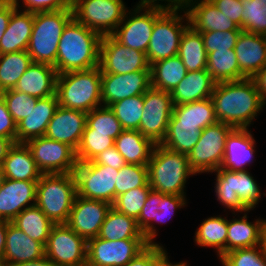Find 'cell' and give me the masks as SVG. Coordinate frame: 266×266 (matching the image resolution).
Listing matches in <instances>:
<instances>
[{
	"instance_id": "59",
	"label": "cell",
	"mask_w": 266,
	"mask_h": 266,
	"mask_svg": "<svg viewBox=\"0 0 266 266\" xmlns=\"http://www.w3.org/2000/svg\"><path fill=\"white\" fill-rule=\"evenodd\" d=\"M257 90L266 103V65L252 77Z\"/></svg>"
},
{
	"instance_id": "26",
	"label": "cell",
	"mask_w": 266,
	"mask_h": 266,
	"mask_svg": "<svg viewBox=\"0 0 266 266\" xmlns=\"http://www.w3.org/2000/svg\"><path fill=\"white\" fill-rule=\"evenodd\" d=\"M59 107L57 95L37 98L35 107L25 119L17 124L16 142L26 143L30 139L45 136L48 124Z\"/></svg>"
},
{
	"instance_id": "8",
	"label": "cell",
	"mask_w": 266,
	"mask_h": 266,
	"mask_svg": "<svg viewBox=\"0 0 266 266\" xmlns=\"http://www.w3.org/2000/svg\"><path fill=\"white\" fill-rule=\"evenodd\" d=\"M178 13L179 11L156 9V21L146 51L149 65L177 55L181 37L189 26L186 11L183 15H178ZM185 20L187 23L184 22Z\"/></svg>"
},
{
	"instance_id": "3",
	"label": "cell",
	"mask_w": 266,
	"mask_h": 266,
	"mask_svg": "<svg viewBox=\"0 0 266 266\" xmlns=\"http://www.w3.org/2000/svg\"><path fill=\"white\" fill-rule=\"evenodd\" d=\"M148 167V182L152 190L166 195L185 196L184 187L192 170L186 154L155 144Z\"/></svg>"
},
{
	"instance_id": "22",
	"label": "cell",
	"mask_w": 266,
	"mask_h": 266,
	"mask_svg": "<svg viewBox=\"0 0 266 266\" xmlns=\"http://www.w3.org/2000/svg\"><path fill=\"white\" fill-rule=\"evenodd\" d=\"M37 183L6 178L0 189V220L11 222L24 209L36 205Z\"/></svg>"
},
{
	"instance_id": "41",
	"label": "cell",
	"mask_w": 266,
	"mask_h": 266,
	"mask_svg": "<svg viewBox=\"0 0 266 266\" xmlns=\"http://www.w3.org/2000/svg\"><path fill=\"white\" fill-rule=\"evenodd\" d=\"M206 70L216 83L241 80V71L234 49L208 53Z\"/></svg>"
},
{
	"instance_id": "34",
	"label": "cell",
	"mask_w": 266,
	"mask_h": 266,
	"mask_svg": "<svg viewBox=\"0 0 266 266\" xmlns=\"http://www.w3.org/2000/svg\"><path fill=\"white\" fill-rule=\"evenodd\" d=\"M97 237L110 241L145 239L142 230L138 227L137 220L118 212L113 207L108 211Z\"/></svg>"
},
{
	"instance_id": "21",
	"label": "cell",
	"mask_w": 266,
	"mask_h": 266,
	"mask_svg": "<svg viewBox=\"0 0 266 266\" xmlns=\"http://www.w3.org/2000/svg\"><path fill=\"white\" fill-rule=\"evenodd\" d=\"M86 124V112L59 106L48 124L45 136L65 143L76 151Z\"/></svg>"
},
{
	"instance_id": "48",
	"label": "cell",
	"mask_w": 266,
	"mask_h": 266,
	"mask_svg": "<svg viewBox=\"0 0 266 266\" xmlns=\"http://www.w3.org/2000/svg\"><path fill=\"white\" fill-rule=\"evenodd\" d=\"M223 266H266V246L235 249L220 258Z\"/></svg>"
},
{
	"instance_id": "29",
	"label": "cell",
	"mask_w": 266,
	"mask_h": 266,
	"mask_svg": "<svg viewBox=\"0 0 266 266\" xmlns=\"http://www.w3.org/2000/svg\"><path fill=\"white\" fill-rule=\"evenodd\" d=\"M216 82L206 69L190 71L170 93L174 106L210 98Z\"/></svg>"
},
{
	"instance_id": "25",
	"label": "cell",
	"mask_w": 266,
	"mask_h": 266,
	"mask_svg": "<svg viewBox=\"0 0 266 266\" xmlns=\"http://www.w3.org/2000/svg\"><path fill=\"white\" fill-rule=\"evenodd\" d=\"M45 256L44 246L27 236L11 222L7 221L5 252L1 262L8 266L35 261Z\"/></svg>"
},
{
	"instance_id": "35",
	"label": "cell",
	"mask_w": 266,
	"mask_h": 266,
	"mask_svg": "<svg viewBox=\"0 0 266 266\" xmlns=\"http://www.w3.org/2000/svg\"><path fill=\"white\" fill-rule=\"evenodd\" d=\"M187 70L178 55L150 65L151 87L172 92L186 76Z\"/></svg>"
},
{
	"instance_id": "57",
	"label": "cell",
	"mask_w": 266,
	"mask_h": 266,
	"mask_svg": "<svg viewBox=\"0 0 266 266\" xmlns=\"http://www.w3.org/2000/svg\"><path fill=\"white\" fill-rule=\"evenodd\" d=\"M158 1V2H157ZM159 1H167V5L159 4ZM189 0H140L137 4L140 8L159 9L162 11H185Z\"/></svg>"
},
{
	"instance_id": "14",
	"label": "cell",
	"mask_w": 266,
	"mask_h": 266,
	"mask_svg": "<svg viewBox=\"0 0 266 266\" xmlns=\"http://www.w3.org/2000/svg\"><path fill=\"white\" fill-rule=\"evenodd\" d=\"M143 101V115L138 131L154 144H161L166 136L174 107L171 94L150 87L144 93Z\"/></svg>"
},
{
	"instance_id": "12",
	"label": "cell",
	"mask_w": 266,
	"mask_h": 266,
	"mask_svg": "<svg viewBox=\"0 0 266 266\" xmlns=\"http://www.w3.org/2000/svg\"><path fill=\"white\" fill-rule=\"evenodd\" d=\"M45 256L56 266H86L87 241L67 224H54L45 245Z\"/></svg>"
},
{
	"instance_id": "60",
	"label": "cell",
	"mask_w": 266,
	"mask_h": 266,
	"mask_svg": "<svg viewBox=\"0 0 266 266\" xmlns=\"http://www.w3.org/2000/svg\"><path fill=\"white\" fill-rule=\"evenodd\" d=\"M13 144L14 142L11 139L0 136V166H2L9 149Z\"/></svg>"
},
{
	"instance_id": "16",
	"label": "cell",
	"mask_w": 266,
	"mask_h": 266,
	"mask_svg": "<svg viewBox=\"0 0 266 266\" xmlns=\"http://www.w3.org/2000/svg\"><path fill=\"white\" fill-rule=\"evenodd\" d=\"M99 67L101 74L150 71L146 53L120 44L111 35L101 38Z\"/></svg>"
},
{
	"instance_id": "10",
	"label": "cell",
	"mask_w": 266,
	"mask_h": 266,
	"mask_svg": "<svg viewBox=\"0 0 266 266\" xmlns=\"http://www.w3.org/2000/svg\"><path fill=\"white\" fill-rule=\"evenodd\" d=\"M232 129L231 125L217 122L201 131L197 144L187 155L196 174L213 173L221 167L226 138Z\"/></svg>"
},
{
	"instance_id": "66",
	"label": "cell",
	"mask_w": 266,
	"mask_h": 266,
	"mask_svg": "<svg viewBox=\"0 0 266 266\" xmlns=\"http://www.w3.org/2000/svg\"><path fill=\"white\" fill-rule=\"evenodd\" d=\"M0 266H8V265L0 261Z\"/></svg>"
},
{
	"instance_id": "46",
	"label": "cell",
	"mask_w": 266,
	"mask_h": 266,
	"mask_svg": "<svg viewBox=\"0 0 266 266\" xmlns=\"http://www.w3.org/2000/svg\"><path fill=\"white\" fill-rule=\"evenodd\" d=\"M138 187H150L148 182V167L126 164L118 172L115 183V200L125 192Z\"/></svg>"
},
{
	"instance_id": "23",
	"label": "cell",
	"mask_w": 266,
	"mask_h": 266,
	"mask_svg": "<svg viewBox=\"0 0 266 266\" xmlns=\"http://www.w3.org/2000/svg\"><path fill=\"white\" fill-rule=\"evenodd\" d=\"M234 51L241 79L252 78L266 65V35L241 31Z\"/></svg>"
},
{
	"instance_id": "53",
	"label": "cell",
	"mask_w": 266,
	"mask_h": 266,
	"mask_svg": "<svg viewBox=\"0 0 266 266\" xmlns=\"http://www.w3.org/2000/svg\"><path fill=\"white\" fill-rule=\"evenodd\" d=\"M124 266H162V245L149 244Z\"/></svg>"
},
{
	"instance_id": "49",
	"label": "cell",
	"mask_w": 266,
	"mask_h": 266,
	"mask_svg": "<svg viewBox=\"0 0 266 266\" xmlns=\"http://www.w3.org/2000/svg\"><path fill=\"white\" fill-rule=\"evenodd\" d=\"M151 187H138L118 196L112 205L118 212L138 219Z\"/></svg>"
},
{
	"instance_id": "5",
	"label": "cell",
	"mask_w": 266,
	"mask_h": 266,
	"mask_svg": "<svg viewBox=\"0 0 266 266\" xmlns=\"http://www.w3.org/2000/svg\"><path fill=\"white\" fill-rule=\"evenodd\" d=\"M73 18V9L34 13L27 52L34 63H46L56 69V57L64 27Z\"/></svg>"
},
{
	"instance_id": "20",
	"label": "cell",
	"mask_w": 266,
	"mask_h": 266,
	"mask_svg": "<svg viewBox=\"0 0 266 266\" xmlns=\"http://www.w3.org/2000/svg\"><path fill=\"white\" fill-rule=\"evenodd\" d=\"M101 99L104 106L136 95H144L151 87L150 71L128 74H101Z\"/></svg>"
},
{
	"instance_id": "42",
	"label": "cell",
	"mask_w": 266,
	"mask_h": 266,
	"mask_svg": "<svg viewBox=\"0 0 266 266\" xmlns=\"http://www.w3.org/2000/svg\"><path fill=\"white\" fill-rule=\"evenodd\" d=\"M32 63L26 50L0 54V92L13 89Z\"/></svg>"
},
{
	"instance_id": "52",
	"label": "cell",
	"mask_w": 266,
	"mask_h": 266,
	"mask_svg": "<svg viewBox=\"0 0 266 266\" xmlns=\"http://www.w3.org/2000/svg\"><path fill=\"white\" fill-rule=\"evenodd\" d=\"M16 8L18 9L19 0H12ZM23 11H28L32 13L36 12H47V11H57L61 9H72V0H22Z\"/></svg>"
},
{
	"instance_id": "32",
	"label": "cell",
	"mask_w": 266,
	"mask_h": 266,
	"mask_svg": "<svg viewBox=\"0 0 266 266\" xmlns=\"http://www.w3.org/2000/svg\"><path fill=\"white\" fill-rule=\"evenodd\" d=\"M34 13L16 9L10 18L8 27L0 41V54L27 50L32 27Z\"/></svg>"
},
{
	"instance_id": "36",
	"label": "cell",
	"mask_w": 266,
	"mask_h": 266,
	"mask_svg": "<svg viewBox=\"0 0 266 266\" xmlns=\"http://www.w3.org/2000/svg\"><path fill=\"white\" fill-rule=\"evenodd\" d=\"M177 55L182 60L187 72L206 69L208 54L200 32L190 25L185 29Z\"/></svg>"
},
{
	"instance_id": "4",
	"label": "cell",
	"mask_w": 266,
	"mask_h": 266,
	"mask_svg": "<svg viewBox=\"0 0 266 266\" xmlns=\"http://www.w3.org/2000/svg\"><path fill=\"white\" fill-rule=\"evenodd\" d=\"M101 69L69 71L58 74L56 95L59 106L86 113L102 106Z\"/></svg>"
},
{
	"instance_id": "54",
	"label": "cell",
	"mask_w": 266,
	"mask_h": 266,
	"mask_svg": "<svg viewBox=\"0 0 266 266\" xmlns=\"http://www.w3.org/2000/svg\"><path fill=\"white\" fill-rule=\"evenodd\" d=\"M218 10L242 29L243 6L240 0H211Z\"/></svg>"
},
{
	"instance_id": "2",
	"label": "cell",
	"mask_w": 266,
	"mask_h": 266,
	"mask_svg": "<svg viewBox=\"0 0 266 266\" xmlns=\"http://www.w3.org/2000/svg\"><path fill=\"white\" fill-rule=\"evenodd\" d=\"M101 38L99 33L90 30L73 17L60 37L56 57L57 73L98 67Z\"/></svg>"
},
{
	"instance_id": "33",
	"label": "cell",
	"mask_w": 266,
	"mask_h": 266,
	"mask_svg": "<svg viewBox=\"0 0 266 266\" xmlns=\"http://www.w3.org/2000/svg\"><path fill=\"white\" fill-rule=\"evenodd\" d=\"M155 144L138 130L124 129L114 140V147L127 164L147 166Z\"/></svg>"
},
{
	"instance_id": "51",
	"label": "cell",
	"mask_w": 266,
	"mask_h": 266,
	"mask_svg": "<svg viewBox=\"0 0 266 266\" xmlns=\"http://www.w3.org/2000/svg\"><path fill=\"white\" fill-rule=\"evenodd\" d=\"M242 30L200 32L207 54L217 50L234 49Z\"/></svg>"
},
{
	"instance_id": "40",
	"label": "cell",
	"mask_w": 266,
	"mask_h": 266,
	"mask_svg": "<svg viewBox=\"0 0 266 266\" xmlns=\"http://www.w3.org/2000/svg\"><path fill=\"white\" fill-rule=\"evenodd\" d=\"M169 122L197 123L198 128L203 130L207 126L216 124L218 120L215 117L213 103L207 98L174 106Z\"/></svg>"
},
{
	"instance_id": "19",
	"label": "cell",
	"mask_w": 266,
	"mask_h": 266,
	"mask_svg": "<svg viewBox=\"0 0 266 266\" xmlns=\"http://www.w3.org/2000/svg\"><path fill=\"white\" fill-rule=\"evenodd\" d=\"M112 205L101 200H91L76 195L66 224L86 241L99 235Z\"/></svg>"
},
{
	"instance_id": "56",
	"label": "cell",
	"mask_w": 266,
	"mask_h": 266,
	"mask_svg": "<svg viewBox=\"0 0 266 266\" xmlns=\"http://www.w3.org/2000/svg\"><path fill=\"white\" fill-rule=\"evenodd\" d=\"M96 164L106 165L117 170L121 169L127 164L124 157L117 151V149L112 146L101 152L93 160Z\"/></svg>"
},
{
	"instance_id": "64",
	"label": "cell",
	"mask_w": 266,
	"mask_h": 266,
	"mask_svg": "<svg viewBox=\"0 0 266 266\" xmlns=\"http://www.w3.org/2000/svg\"><path fill=\"white\" fill-rule=\"evenodd\" d=\"M5 173H4V171H3V168H2V166H0V189H1V187H2V185H3V183H4V181H5Z\"/></svg>"
},
{
	"instance_id": "55",
	"label": "cell",
	"mask_w": 266,
	"mask_h": 266,
	"mask_svg": "<svg viewBox=\"0 0 266 266\" xmlns=\"http://www.w3.org/2000/svg\"><path fill=\"white\" fill-rule=\"evenodd\" d=\"M17 124L9 113L6 103L0 95V136L16 143Z\"/></svg>"
},
{
	"instance_id": "17",
	"label": "cell",
	"mask_w": 266,
	"mask_h": 266,
	"mask_svg": "<svg viewBox=\"0 0 266 266\" xmlns=\"http://www.w3.org/2000/svg\"><path fill=\"white\" fill-rule=\"evenodd\" d=\"M132 11H126L123 20L111 36L128 48L146 53L156 21V9L140 8L136 5Z\"/></svg>"
},
{
	"instance_id": "47",
	"label": "cell",
	"mask_w": 266,
	"mask_h": 266,
	"mask_svg": "<svg viewBox=\"0 0 266 266\" xmlns=\"http://www.w3.org/2000/svg\"><path fill=\"white\" fill-rule=\"evenodd\" d=\"M92 132L112 133L115 140L124 130L109 106H99L87 113V124Z\"/></svg>"
},
{
	"instance_id": "18",
	"label": "cell",
	"mask_w": 266,
	"mask_h": 266,
	"mask_svg": "<svg viewBox=\"0 0 266 266\" xmlns=\"http://www.w3.org/2000/svg\"><path fill=\"white\" fill-rule=\"evenodd\" d=\"M185 198V196L166 195L154 190L149 192L137 219L138 227L142 230V234L149 244H156L154 238L157 231L152 221L165 223V220L171 218L177 209L186 205Z\"/></svg>"
},
{
	"instance_id": "44",
	"label": "cell",
	"mask_w": 266,
	"mask_h": 266,
	"mask_svg": "<svg viewBox=\"0 0 266 266\" xmlns=\"http://www.w3.org/2000/svg\"><path fill=\"white\" fill-rule=\"evenodd\" d=\"M143 107V95L132 96L109 105L122 128L126 130H139Z\"/></svg>"
},
{
	"instance_id": "13",
	"label": "cell",
	"mask_w": 266,
	"mask_h": 266,
	"mask_svg": "<svg viewBox=\"0 0 266 266\" xmlns=\"http://www.w3.org/2000/svg\"><path fill=\"white\" fill-rule=\"evenodd\" d=\"M26 145L42 174L74 173L78 161L71 146L46 136L30 139Z\"/></svg>"
},
{
	"instance_id": "50",
	"label": "cell",
	"mask_w": 266,
	"mask_h": 266,
	"mask_svg": "<svg viewBox=\"0 0 266 266\" xmlns=\"http://www.w3.org/2000/svg\"><path fill=\"white\" fill-rule=\"evenodd\" d=\"M4 99L7 109L13 117L16 124L25 119L31 112L32 107H35L37 98L26 93L8 89L0 92Z\"/></svg>"
},
{
	"instance_id": "9",
	"label": "cell",
	"mask_w": 266,
	"mask_h": 266,
	"mask_svg": "<svg viewBox=\"0 0 266 266\" xmlns=\"http://www.w3.org/2000/svg\"><path fill=\"white\" fill-rule=\"evenodd\" d=\"M71 6L73 17L101 36L111 35L127 11L123 0H72Z\"/></svg>"
},
{
	"instance_id": "43",
	"label": "cell",
	"mask_w": 266,
	"mask_h": 266,
	"mask_svg": "<svg viewBox=\"0 0 266 266\" xmlns=\"http://www.w3.org/2000/svg\"><path fill=\"white\" fill-rule=\"evenodd\" d=\"M112 146H114L112 133L92 132V129L86 125L76 150L77 161L78 163L90 162L101 152Z\"/></svg>"
},
{
	"instance_id": "30",
	"label": "cell",
	"mask_w": 266,
	"mask_h": 266,
	"mask_svg": "<svg viewBox=\"0 0 266 266\" xmlns=\"http://www.w3.org/2000/svg\"><path fill=\"white\" fill-rule=\"evenodd\" d=\"M5 178L18 181L38 182L42 173L37 168L26 143H14L2 164Z\"/></svg>"
},
{
	"instance_id": "45",
	"label": "cell",
	"mask_w": 266,
	"mask_h": 266,
	"mask_svg": "<svg viewBox=\"0 0 266 266\" xmlns=\"http://www.w3.org/2000/svg\"><path fill=\"white\" fill-rule=\"evenodd\" d=\"M242 31L266 35V0H240Z\"/></svg>"
},
{
	"instance_id": "65",
	"label": "cell",
	"mask_w": 266,
	"mask_h": 266,
	"mask_svg": "<svg viewBox=\"0 0 266 266\" xmlns=\"http://www.w3.org/2000/svg\"><path fill=\"white\" fill-rule=\"evenodd\" d=\"M264 243H265V246H266V222H265V236H264Z\"/></svg>"
},
{
	"instance_id": "27",
	"label": "cell",
	"mask_w": 266,
	"mask_h": 266,
	"mask_svg": "<svg viewBox=\"0 0 266 266\" xmlns=\"http://www.w3.org/2000/svg\"><path fill=\"white\" fill-rule=\"evenodd\" d=\"M255 140L248 128H233L225 142L221 168L229 171H246L253 161Z\"/></svg>"
},
{
	"instance_id": "7",
	"label": "cell",
	"mask_w": 266,
	"mask_h": 266,
	"mask_svg": "<svg viewBox=\"0 0 266 266\" xmlns=\"http://www.w3.org/2000/svg\"><path fill=\"white\" fill-rule=\"evenodd\" d=\"M216 172L215 193L217 200L235 212L253 210L261 198L260 186L248 170L229 171L218 168Z\"/></svg>"
},
{
	"instance_id": "11",
	"label": "cell",
	"mask_w": 266,
	"mask_h": 266,
	"mask_svg": "<svg viewBox=\"0 0 266 266\" xmlns=\"http://www.w3.org/2000/svg\"><path fill=\"white\" fill-rule=\"evenodd\" d=\"M118 172L119 170L115 168L96 164L93 161L78 163L74 170L77 195L113 205Z\"/></svg>"
},
{
	"instance_id": "38",
	"label": "cell",
	"mask_w": 266,
	"mask_h": 266,
	"mask_svg": "<svg viewBox=\"0 0 266 266\" xmlns=\"http://www.w3.org/2000/svg\"><path fill=\"white\" fill-rule=\"evenodd\" d=\"M195 242L200 247H215L219 259L227 253L228 219L209 217L195 232Z\"/></svg>"
},
{
	"instance_id": "58",
	"label": "cell",
	"mask_w": 266,
	"mask_h": 266,
	"mask_svg": "<svg viewBox=\"0 0 266 266\" xmlns=\"http://www.w3.org/2000/svg\"><path fill=\"white\" fill-rule=\"evenodd\" d=\"M16 9L17 8L14 5L12 0L0 2V41H1V38L8 27L12 13Z\"/></svg>"
},
{
	"instance_id": "31",
	"label": "cell",
	"mask_w": 266,
	"mask_h": 266,
	"mask_svg": "<svg viewBox=\"0 0 266 266\" xmlns=\"http://www.w3.org/2000/svg\"><path fill=\"white\" fill-rule=\"evenodd\" d=\"M241 219L228 220L227 253L242 248H251L264 245L265 222L266 220L256 219L249 222L244 212Z\"/></svg>"
},
{
	"instance_id": "1",
	"label": "cell",
	"mask_w": 266,
	"mask_h": 266,
	"mask_svg": "<svg viewBox=\"0 0 266 266\" xmlns=\"http://www.w3.org/2000/svg\"><path fill=\"white\" fill-rule=\"evenodd\" d=\"M218 122L248 128L266 103L252 78L218 82L210 97Z\"/></svg>"
},
{
	"instance_id": "63",
	"label": "cell",
	"mask_w": 266,
	"mask_h": 266,
	"mask_svg": "<svg viewBox=\"0 0 266 266\" xmlns=\"http://www.w3.org/2000/svg\"><path fill=\"white\" fill-rule=\"evenodd\" d=\"M167 254L168 253L166 249L164 250V247L162 246V266H189L187 265L186 262H179V263L172 264L169 261Z\"/></svg>"
},
{
	"instance_id": "28",
	"label": "cell",
	"mask_w": 266,
	"mask_h": 266,
	"mask_svg": "<svg viewBox=\"0 0 266 266\" xmlns=\"http://www.w3.org/2000/svg\"><path fill=\"white\" fill-rule=\"evenodd\" d=\"M57 70L46 63H32L13 88L36 98L56 94Z\"/></svg>"
},
{
	"instance_id": "15",
	"label": "cell",
	"mask_w": 266,
	"mask_h": 266,
	"mask_svg": "<svg viewBox=\"0 0 266 266\" xmlns=\"http://www.w3.org/2000/svg\"><path fill=\"white\" fill-rule=\"evenodd\" d=\"M148 245L145 239L110 241L91 238L87 241L86 266H124Z\"/></svg>"
},
{
	"instance_id": "39",
	"label": "cell",
	"mask_w": 266,
	"mask_h": 266,
	"mask_svg": "<svg viewBox=\"0 0 266 266\" xmlns=\"http://www.w3.org/2000/svg\"><path fill=\"white\" fill-rule=\"evenodd\" d=\"M201 131L197 123L169 122L166 136L160 145L171 151L188 155L197 144Z\"/></svg>"
},
{
	"instance_id": "24",
	"label": "cell",
	"mask_w": 266,
	"mask_h": 266,
	"mask_svg": "<svg viewBox=\"0 0 266 266\" xmlns=\"http://www.w3.org/2000/svg\"><path fill=\"white\" fill-rule=\"evenodd\" d=\"M185 11L189 25L198 32L242 30L212 1L189 0Z\"/></svg>"
},
{
	"instance_id": "62",
	"label": "cell",
	"mask_w": 266,
	"mask_h": 266,
	"mask_svg": "<svg viewBox=\"0 0 266 266\" xmlns=\"http://www.w3.org/2000/svg\"><path fill=\"white\" fill-rule=\"evenodd\" d=\"M13 266H56L52 261H50L46 256L35 261H28L15 264Z\"/></svg>"
},
{
	"instance_id": "61",
	"label": "cell",
	"mask_w": 266,
	"mask_h": 266,
	"mask_svg": "<svg viewBox=\"0 0 266 266\" xmlns=\"http://www.w3.org/2000/svg\"><path fill=\"white\" fill-rule=\"evenodd\" d=\"M6 231L7 221L0 220V261H2L5 252Z\"/></svg>"
},
{
	"instance_id": "6",
	"label": "cell",
	"mask_w": 266,
	"mask_h": 266,
	"mask_svg": "<svg viewBox=\"0 0 266 266\" xmlns=\"http://www.w3.org/2000/svg\"><path fill=\"white\" fill-rule=\"evenodd\" d=\"M76 195L74 173L42 174L37 183L36 205L53 224H66Z\"/></svg>"
},
{
	"instance_id": "37",
	"label": "cell",
	"mask_w": 266,
	"mask_h": 266,
	"mask_svg": "<svg viewBox=\"0 0 266 266\" xmlns=\"http://www.w3.org/2000/svg\"><path fill=\"white\" fill-rule=\"evenodd\" d=\"M11 223L44 247L54 225L37 205L24 209Z\"/></svg>"
}]
</instances>
